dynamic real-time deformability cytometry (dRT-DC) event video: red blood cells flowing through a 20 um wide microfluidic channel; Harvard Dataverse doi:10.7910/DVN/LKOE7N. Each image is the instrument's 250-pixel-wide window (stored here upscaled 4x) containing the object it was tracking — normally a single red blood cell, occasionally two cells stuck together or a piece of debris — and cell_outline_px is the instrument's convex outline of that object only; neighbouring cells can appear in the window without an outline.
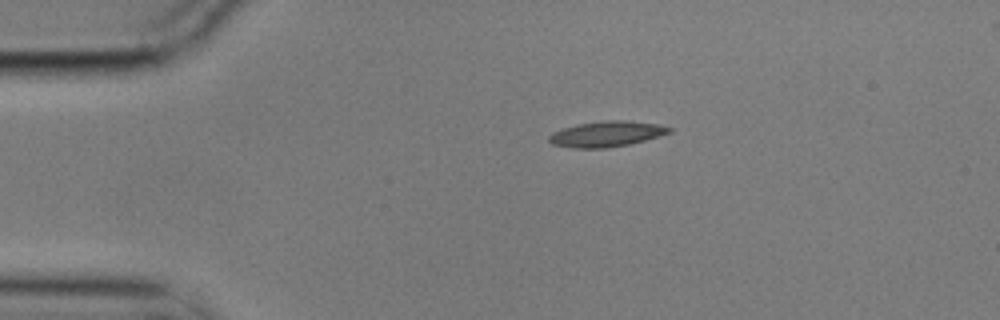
{"species": "common noctule bat (a hibernating species)", "species_latin": "Nyctalus noctula", "temperature_condition": "cold", "stored_images_in_passage": 7, "camera_frame_rate_fps": 3000, "um_per_image_px": 0.085, "animal": {"sex": "male", "body_mass_g": 17.9}, "frame": {"image": 1, "passage_image": 1, "time_ms": 0.0, "image_size_px": [1000, 320], "cell_outline_px": [[672, 132], [644, 140], [628, 144], [604, 148], [572, 148], [552, 144], [548, 140], [548, 136], [552, 132], [564, 128], [580, 124], [608, 120], [624, 120], [660, 124], [672, 128]], "centroid_in_image_um": [51.56, 11.39], "position_along_channel_um": 33.4, "area_um2": 17.74}}
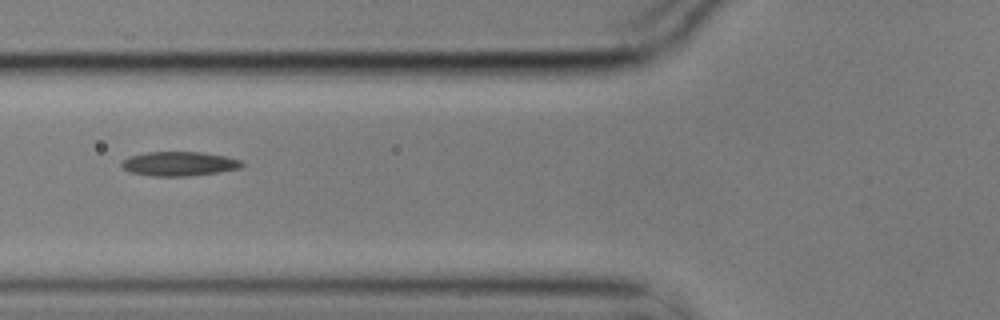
{"frame": {"image": 2, "passage_image": 4, "time_ms": 1.0, "image_size_px": [1000, 320], "cell_outline_px": [[244, 164], [240, 168], [216, 172], [188, 176], [152, 176], [128, 172], [120, 164], [128, 156], [148, 152], [200, 152], [224, 156], [244, 160]], "centroid_in_image_um": [15.22, 13.92], "position_along_channel_um": 110.6, "area_um2": 16.99}}
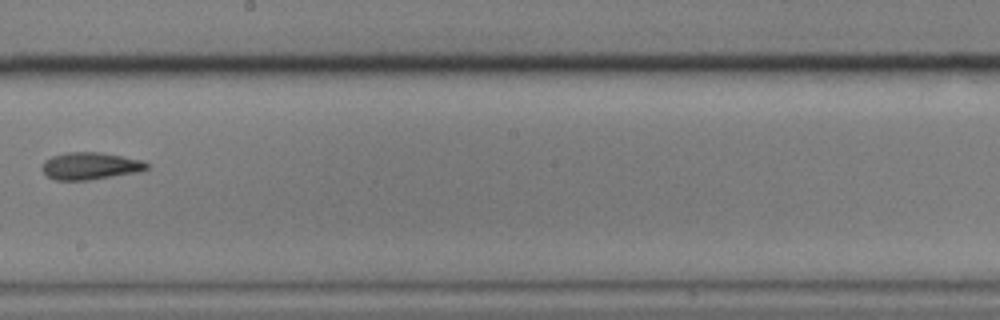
{"frame": {"image": 3, "passage_image": 7, "time_ms": 2.0, "image_size_px": [1000, 320], "cell_outline_px": [[148, 168], [140, 172], [88, 180], [56, 180], [48, 176], [40, 168], [44, 160], [52, 156], [64, 152], [100, 152], [140, 160], [148, 164]], "centroid_in_image_um": [7.63, 14.1], "position_along_channel_um": 240.6, "area_um2": 16.59}}